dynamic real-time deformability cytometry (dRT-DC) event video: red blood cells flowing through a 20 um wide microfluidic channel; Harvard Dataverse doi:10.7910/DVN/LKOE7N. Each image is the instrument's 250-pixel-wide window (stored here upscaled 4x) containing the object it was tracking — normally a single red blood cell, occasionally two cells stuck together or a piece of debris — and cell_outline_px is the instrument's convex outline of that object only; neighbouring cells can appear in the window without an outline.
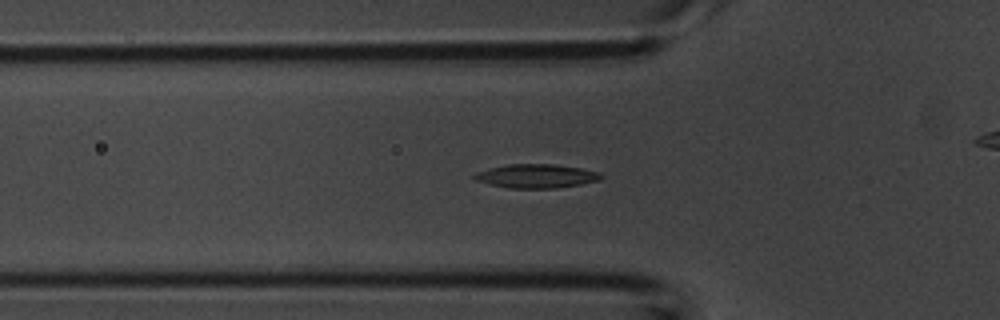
{"species": "common noctule bat (a hibernating species)", "species_latin": "Nyctalus noctula", "temperature_condition": "room temperature", "stored_images_in_passage": 54, "camera_frame_rate_fps": 3000, "um_per_image_px": 0.085, "animal": {"sex": "male", "body_mass_g": 20.1, "forearm_length_mm": 53.5}, "frame": {"image": 1, "passage_image": 17, "time_ms": 5.333, "image_size_px": [1000, 320], "cell_outline_px": [[604, 176], [600, 180], [580, 184], [556, 188], [508, 188], [476, 180], [472, 176], [476, 172], [488, 168], [508, 164], [552, 164], [580, 168], [600, 172]], "centroid_in_image_um": [45.6, 14.96], "position_along_channel_um": 80.2, "area_um2": 17.51}}
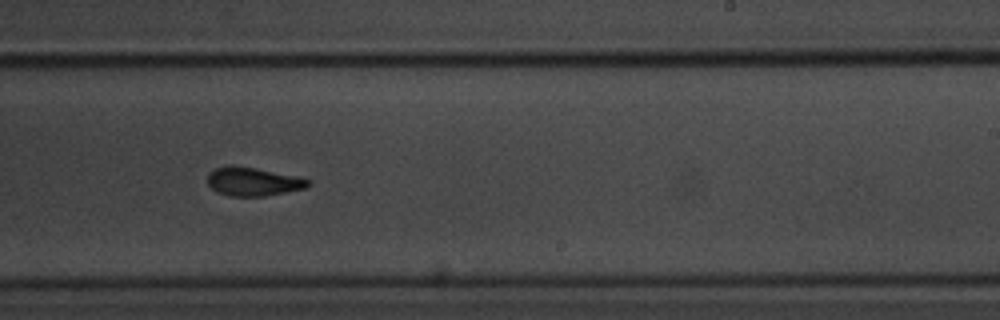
{"frame": {"image": 2, "passage_image": 32, "time_ms": 10.333, "image_size_px": [1000, 320], "cell_outline_px": [[312, 184], [304, 188], [264, 196], [228, 196], [216, 192], [208, 184], [208, 172], [216, 168], [232, 164], [256, 168], [296, 176], [312, 180]], "centroid_in_image_um": [21.49, 15.43], "position_along_channel_um": 267.5, "area_um2": 16.82}}
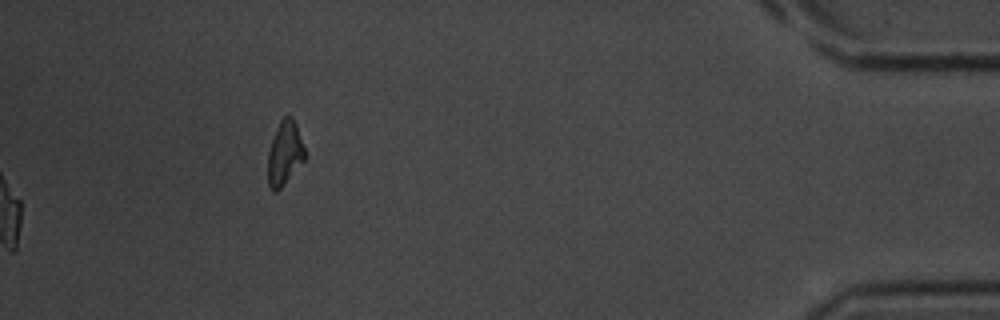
{"frame": {"image": 3, "passage_image": 54, "time_ms": 17.667, "image_size_px": [1000, 320], "cell_outline_px": [[304, 160], [284, 184], [276, 192], [272, 192], [268, 188], [268, 152], [276, 128], [280, 120], [284, 116], [292, 116], [296, 124], [304, 148]], "centroid_in_image_um": [24.17, 13.04], "position_along_channel_um": 411.0, "area_um2": 13.64}, "authors_computed_cell_mechanics": {"area_um2": 16.762, "velocity_mm_per_s": 3.7271, "shape_relaxation_time_tau1_ms": 2.7905, "shape_relaxation_time_tau2_ms": 2.7262, "deformation_change_tau1": 0.1246, "deformation_change_tau2": 0.0939}}